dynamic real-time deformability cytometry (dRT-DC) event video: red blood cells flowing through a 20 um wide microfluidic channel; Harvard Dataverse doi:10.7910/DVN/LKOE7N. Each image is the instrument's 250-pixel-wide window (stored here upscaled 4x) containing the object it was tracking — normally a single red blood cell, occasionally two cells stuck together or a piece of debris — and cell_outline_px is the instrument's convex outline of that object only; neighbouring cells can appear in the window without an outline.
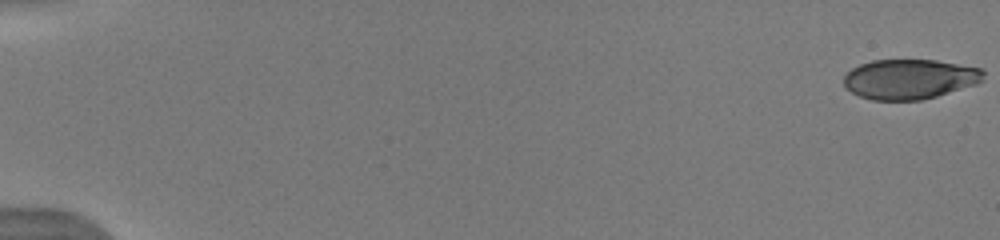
{"species": "human", "species_latin": "Homo sapiens", "temperature_condition": "warm", "stored_images_in_passage": 35, "camera_frame_rate_fps": 3000, "um_per_image_px": 0.085, "donor": {"sex": "male"}, "frame": {"image": 1, "passage_image": 1, "time_ms": 0.0, "image_size_px": [1000, 240], "cell_outline_px": [[984, 80], [976, 84], [936, 96], [920, 100], [872, 100], [860, 96], [852, 92], [844, 84], [844, 76], [852, 68], [860, 64], [872, 60], [936, 60], [980, 68], [984, 72]], "centroid_in_image_um": [77.32, 6.72], "position_along_channel_um": 7.7, "area_um2": 32.31}}
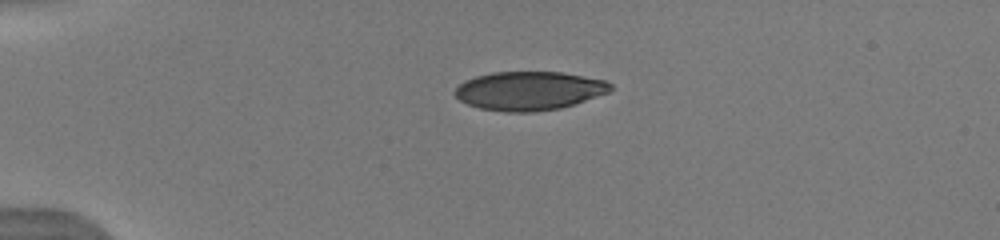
{"frame": {"image": 2, "passage_image": 21, "time_ms": 4.333, "image_size_px": [1000, 240], "cell_outline_px": [[612, 88], [608, 92], [576, 104], [560, 108], [532, 112], [504, 112], [480, 108], [468, 104], [460, 100], [452, 92], [464, 80], [476, 76], [492, 72], [560, 72], [608, 80], [612, 84]], "centroid_in_image_um": [44.98, 7.71], "position_along_channel_um": 40.0, "area_um2": 35.26}}